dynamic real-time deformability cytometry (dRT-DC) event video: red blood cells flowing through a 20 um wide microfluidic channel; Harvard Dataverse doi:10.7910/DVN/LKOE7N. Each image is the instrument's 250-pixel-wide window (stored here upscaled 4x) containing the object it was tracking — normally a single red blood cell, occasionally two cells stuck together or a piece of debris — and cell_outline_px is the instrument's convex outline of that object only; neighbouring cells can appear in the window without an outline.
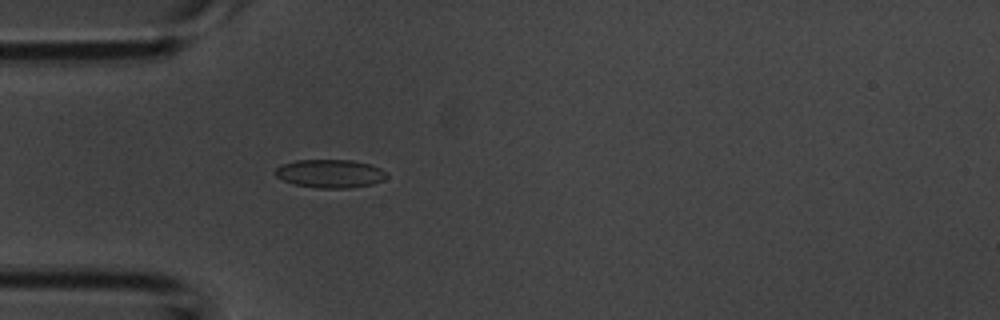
{"species": "common noctule bat (a hibernating species)", "species_latin": "Nyctalus noctula", "temperature_condition": "room temperature", "stored_images_in_passage": 39, "camera_frame_rate_fps": 3000, "um_per_image_px": 0.085, "animal": {"sex": "male", "body_mass_g": 20.1, "forearm_length_mm": 53.5}, "frame": {"image": 1, "passage_image": 1, "time_ms": 0.0, "image_size_px": [1000, 320], "cell_outline_px": [[388, 176], [384, 180], [372, 184], [348, 188], [316, 188], [296, 184], [284, 180], [276, 176], [276, 168], [280, 164], [296, 160], [352, 160], [372, 164], [388, 172]], "centroid_in_image_um": [28.1, 14.75], "position_along_channel_um": 56.9, "area_um2": 18.5}}
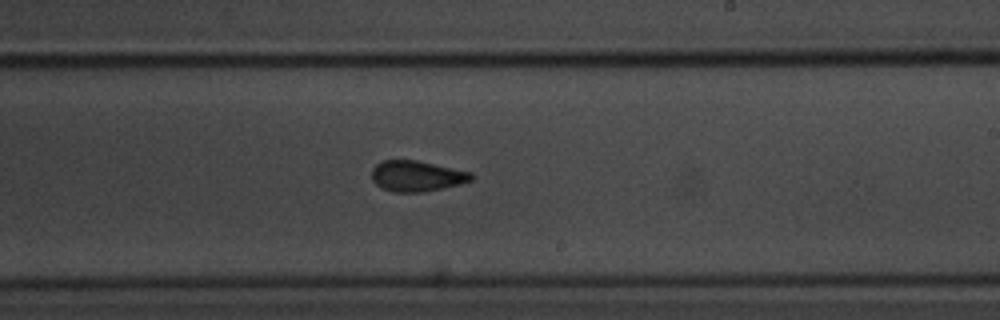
{"frame": {"image": 2, "passage_image": 17, "time_ms": 5.333, "image_size_px": [1000, 320], "cell_outline_px": [[472, 180], [460, 184], [424, 192], [392, 192], [380, 188], [372, 180], [372, 168], [376, 164], [384, 160], [416, 160], [472, 172]], "centroid_in_image_um": [35.39, 14.97], "position_along_channel_um": 253.6, "area_um2": 17.86}}
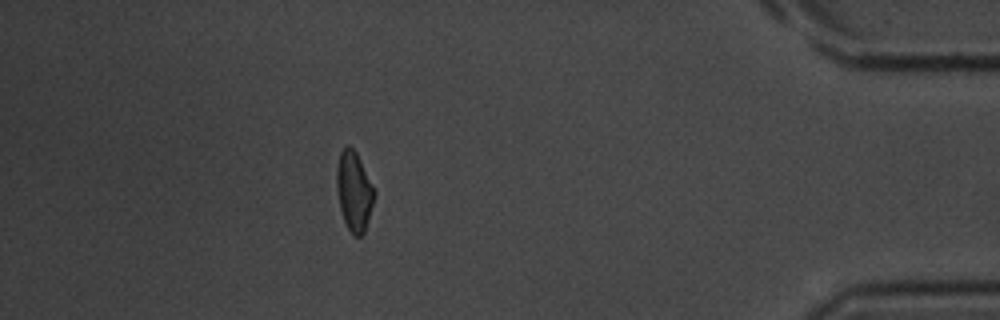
{"frame": {"image": 3, "passage_image": 33, "time_ms": 10.667, "image_size_px": [1000, 320], "cell_outline_px": [[376, 192], [364, 232], [360, 236], [356, 236], [348, 228], [344, 220], [340, 208], [336, 188], [336, 168], [340, 152], [348, 144], [356, 152]], "centroid_in_image_um": [30.08, 16.22], "position_along_channel_um": 405.1, "area_um2": 17.17}, "authors_computed_cell_mechanics": {"area_um2": 17.8602, "velocity_mm_per_s": 3.7447, "shape_relaxation_time_tau1_ms": 4.2729, "shape_relaxation_time_tau2_ms": 2.3032, "deformation_change_tau1": 0.0853, "deformation_change_tau2": 0.066}}